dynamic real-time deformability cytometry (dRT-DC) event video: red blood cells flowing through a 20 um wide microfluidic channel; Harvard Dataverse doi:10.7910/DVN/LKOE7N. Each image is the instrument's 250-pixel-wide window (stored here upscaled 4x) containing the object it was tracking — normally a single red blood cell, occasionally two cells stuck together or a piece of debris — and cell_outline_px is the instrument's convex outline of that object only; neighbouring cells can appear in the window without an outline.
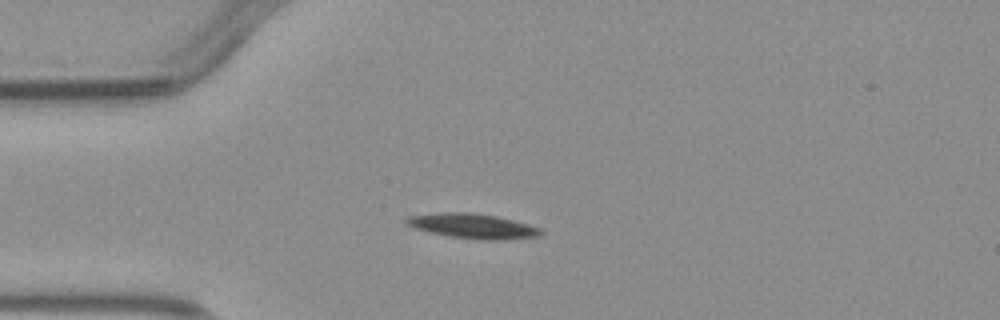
{"species": "common noctule bat (a hibernating species)", "species_latin": "Nyctalus noctula", "temperature_condition": "warm", "stored_images_in_passage": 2, "camera_frame_rate_fps": 3000, "um_per_image_px": 0.085, "animal": {"sex": "male", "body_mass_g": 23.1, "forearm_length_mm": 52.7}, "frame": {"image": 1, "passage_image": 2, "time_ms": 1.0, "image_size_px": [1000, 320], "cell_outline_px": [[544, 232], [540, 236], [504, 240], [480, 240], [452, 236], [432, 232], [416, 228], [408, 224], [404, 220], [408, 216], [440, 212], [472, 212], [496, 216], [516, 220], [540, 228]], "centroid_in_image_um": [40.25, 19.2], "position_along_channel_um": 44.7, "area_um2": 19.42}}